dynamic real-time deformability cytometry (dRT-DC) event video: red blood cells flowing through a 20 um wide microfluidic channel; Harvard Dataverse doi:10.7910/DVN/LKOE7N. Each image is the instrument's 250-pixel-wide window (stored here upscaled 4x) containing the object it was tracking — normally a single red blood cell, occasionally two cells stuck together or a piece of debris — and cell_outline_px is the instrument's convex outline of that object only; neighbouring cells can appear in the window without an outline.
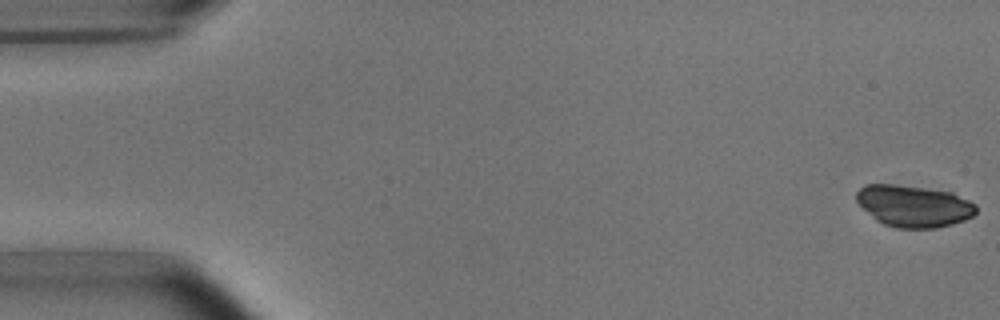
{"species": "common noctule bat (a hibernating species)", "species_latin": "Nyctalus noctula", "temperature_condition": "room temperature", "stored_images_in_passage": 5, "camera_frame_rate_fps": 3000, "um_per_image_px": 0.085, "animal": {"sex": "male", "body_mass_g": 15.6}, "frame": {"image": 1, "passage_image": 1, "time_ms": 0.0, "image_size_px": [1000, 320], "cell_outline_px": [[976, 212], [972, 216], [964, 220], [952, 224], [936, 228], [896, 228], [884, 224], [876, 220], [856, 200], [856, 192], [864, 184], [896, 184], [952, 192], [976, 204]], "centroid_in_image_um": [77.67, 17.51], "position_along_channel_um": 7.3, "area_um2": 29.02}}
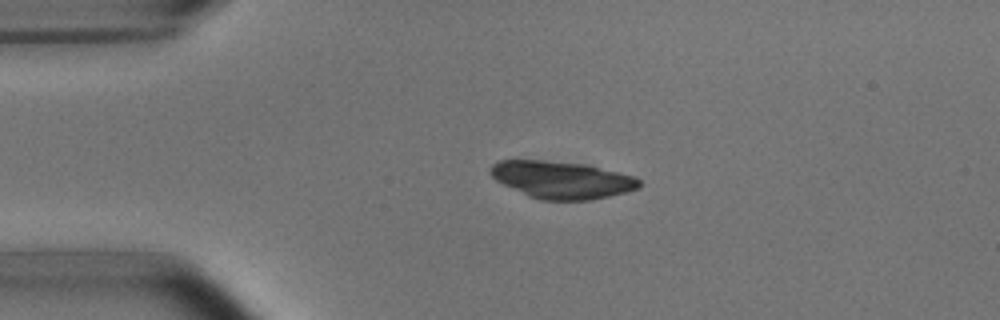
{"frame": {"image": 2, "passage_image": 4, "time_ms": 3.667, "image_size_px": [1000, 320], "cell_outline_px": [[640, 188], [592, 200], [540, 200], [528, 196], [496, 180], [488, 172], [488, 168], [492, 164], [500, 160], [544, 160], [588, 164], [632, 176], [640, 180]], "centroid_in_image_um": [47.72, 15.27], "position_along_channel_um": 37.3, "area_um2": 32.37}}